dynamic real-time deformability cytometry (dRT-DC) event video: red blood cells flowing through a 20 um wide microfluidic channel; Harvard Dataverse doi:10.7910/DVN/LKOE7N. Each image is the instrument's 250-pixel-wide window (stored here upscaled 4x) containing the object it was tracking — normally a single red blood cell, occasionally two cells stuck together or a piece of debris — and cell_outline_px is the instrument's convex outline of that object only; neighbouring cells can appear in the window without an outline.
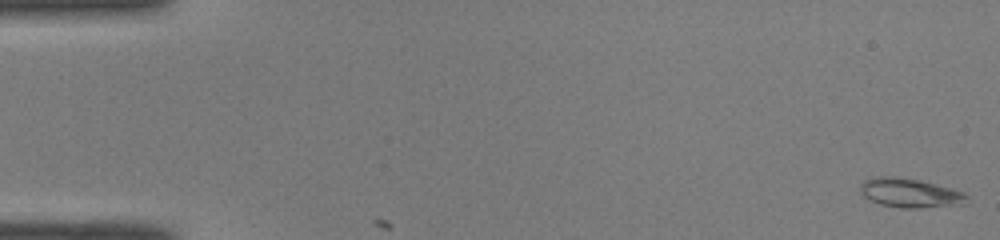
{"species": "common noctule bat (a hibernating species)", "species_latin": "Nyctalus noctula", "temperature_condition": "room temperature", "stored_images_in_passage": 3, "camera_frame_rate_fps": 3000, "um_per_image_px": 0.085, "animal": {"sex": "male", "body_mass_g": 19.0, "forearm_length_mm": 50.8}, "frame": {"image": 1, "passage_image": 1, "time_ms": 0.0, "image_size_px": [1000, 240], "cell_outline_px": [[968, 204], [920, 208], [900, 208], [880, 204], [864, 196], [860, 192], [860, 184], [864, 180], [876, 176], [896, 176], [920, 180], [964, 192], [968, 196]], "centroid_in_image_um": [77.37, 16.4], "position_along_channel_um": 7.6, "area_um2": 18.26}}